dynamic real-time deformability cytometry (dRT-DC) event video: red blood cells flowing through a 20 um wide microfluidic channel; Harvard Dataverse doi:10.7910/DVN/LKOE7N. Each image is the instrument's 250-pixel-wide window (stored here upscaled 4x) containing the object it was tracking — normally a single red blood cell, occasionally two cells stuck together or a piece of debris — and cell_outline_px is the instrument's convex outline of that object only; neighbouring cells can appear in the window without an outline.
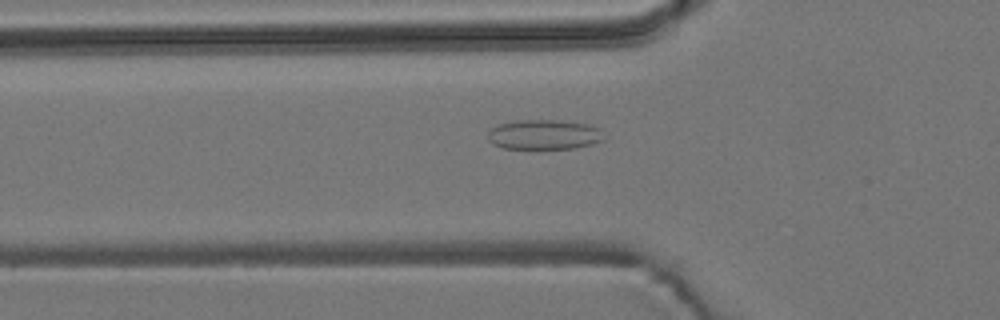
{"species": "common noctule bat (a hibernating species)", "species_latin": "Nyctalus noctula", "temperature_condition": "room temperature", "stored_images_in_passage": 50, "camera_frame_rate_fps": 3000, "um_per_image_px": 0.085, "animal": {"sex": "male", "body_mass_g": 19.2, "forearm_length_mm": 51.8}, "frame": {"image": 1, "passage_image": 13, "time_ms": 4.0, "image_size_px": [1000, 320], "cell_outline_px": [[604, 140], [592, 144], [572, 148], [536, 152], [504, 148], [492, 144], [488, 140], [488, 132], [492, 128], [500, 124], [520, 120], [556, 120], [588, 124], [600, 128]], "centroid_in_image_um": [46.22, 11.49], "position_along_channel_um": 79.6, "area_um2": 20.98}}
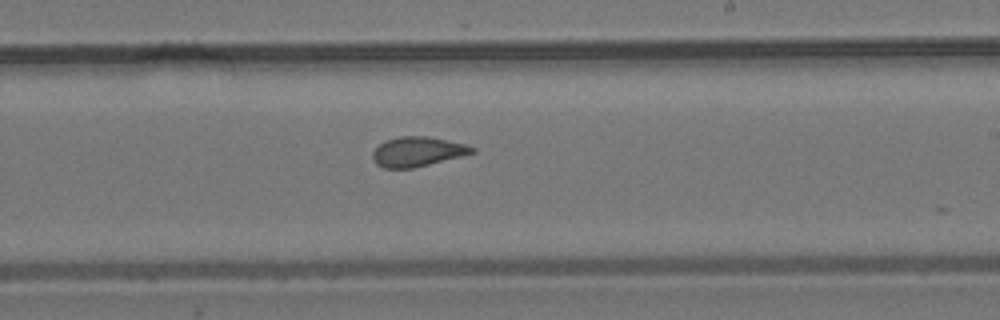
{"frame": {"image": 2, "passage_image": 27, "time_ms": 8.667, "image_size_px": [1000, 320], "cell_outline_px": [[476, 152], [412, 168], [384, 168], [376, 164], [372, 156], [372, 152], [384, 140], [400, 136], [428, 136], [464, 144], [476, 148]], "centroid_in_image_um": [35.45, 12.88], "position_along_channel_um": 253.5, "area_um2": 16.99}}
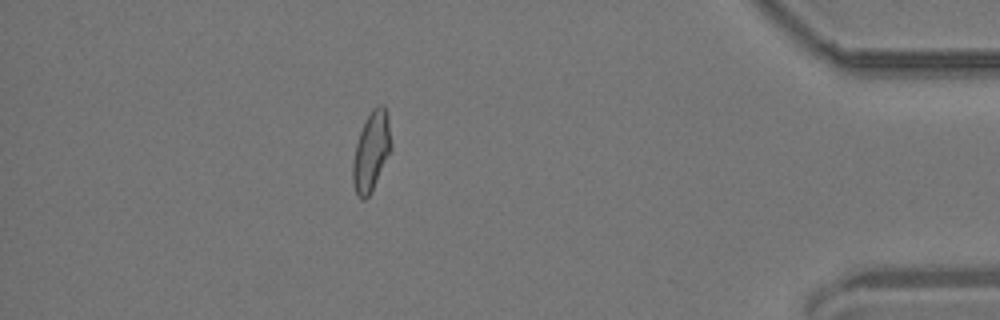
{"frame": {"image": 3, "passage_image": 43, "time_ms": 14.0, "image_size_px": [1000, 320], "cell_outline_px": [[392, 148], [368, 196], [364, 200], [360, 200], [356, 196], [352, 180], [352, 164], [356, 144], [364, 120], [372, 108], [376, 104], [384, 104], [388, 112], [392, 144]], "centroid_in_image_um": [31.56, 12.8], "position_along_channel_um": 403.6, "area_um2": 17.92}, "authors_computed_cell_mechanics": {"area_um2": 17.6868, "velocity_mm_per_s": 3.7079, "shape_relaxation_time_tau1_ms": null, "shape_relaxation_time_tau2_ms": 1.2624, "deformation_change_tau1": null, "deformation_change_tau2": 0.0824}}